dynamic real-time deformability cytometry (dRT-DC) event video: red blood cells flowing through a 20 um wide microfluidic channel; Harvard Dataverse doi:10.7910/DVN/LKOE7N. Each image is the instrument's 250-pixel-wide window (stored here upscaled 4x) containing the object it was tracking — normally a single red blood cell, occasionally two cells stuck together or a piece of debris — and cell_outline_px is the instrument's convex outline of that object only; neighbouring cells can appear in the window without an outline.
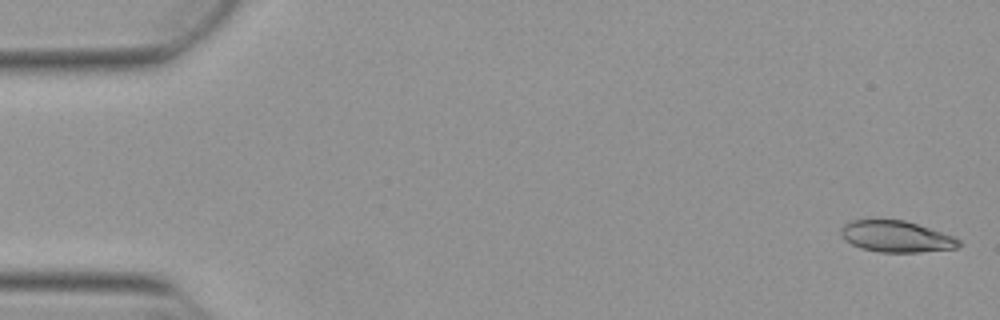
{"species": "Egyptian fruit bat (a non-hibernating species)", "species_latin": "Rousettus aegyptiacus", "temperature_condition": "warm", "stored_images_in_passage": 32, "camera_frame_rate_fps": 3000, "um_per_image_px": 0.085, "animal": {"sex": "female"}, "frame": {"image": 1, "passage_image": 2, "time_ms": 0.333, "image_size_px": [1000, 320], "cell_outline_px": [[960, 244], [956, 248], [920, 252], [880, 252], [860, 248], [844, 240], [840, 232], [840, 228], [844, 224], [852, 220], [904, 220], [952, 236], [960, 240]], "centroid_in_image_um": [76.13, 20.11], "position_along_channel_um": 8.9, "area_um2": 21.27}}
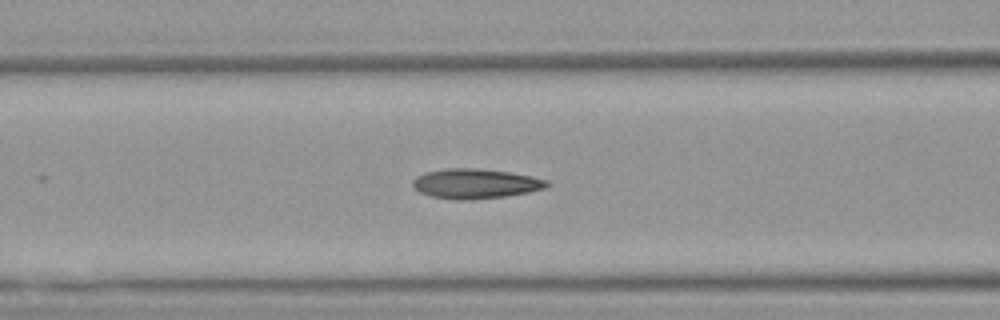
{"frame": {"image": 2, "passage_image": 22, "time_ms": 7.0, "image_size_px": [1000, 320], "cell_outline_px": [[548, 184], [544, 188], [528, 192], [504, 196], [472, 200], [456, 200], [432, 196], [420, 192], [412, 188], [412, 180], [416, 176], [424, 172], [444, 168], [476, 168], [508, 172], [532, 176], [548, 180]], "centroid_in_image_um": [40.35, 15.6], "position_along_channel_um": 126.3, "area_um2": 23.35}}
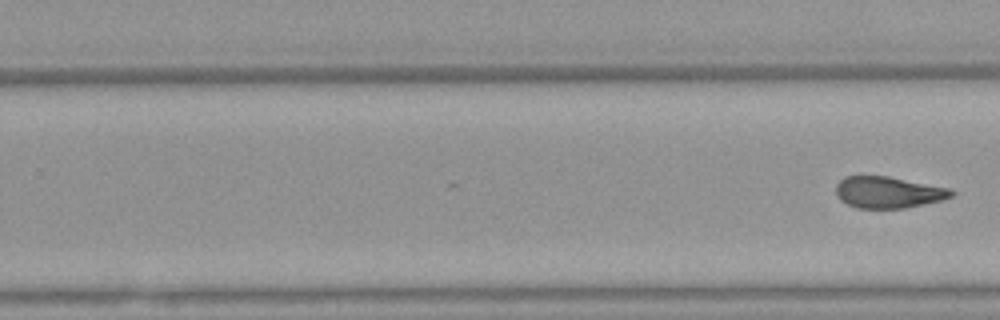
{"frame": {"image": 3, "passage_image": 32, "time_ms": 10.333, "image_size_px": [1000, 320], "cell_outline_px": [[956, 192], [952, 196], [940, 200], [904, 208], [856, 208], [840, 200], [836, 196], [836, 184], [844, 176], [888, 176], [952, 188]], "centroid_in_image_um": [75.49, 16.33], "position_along_channel_um": 254.3, "area_um2": 21.27}}